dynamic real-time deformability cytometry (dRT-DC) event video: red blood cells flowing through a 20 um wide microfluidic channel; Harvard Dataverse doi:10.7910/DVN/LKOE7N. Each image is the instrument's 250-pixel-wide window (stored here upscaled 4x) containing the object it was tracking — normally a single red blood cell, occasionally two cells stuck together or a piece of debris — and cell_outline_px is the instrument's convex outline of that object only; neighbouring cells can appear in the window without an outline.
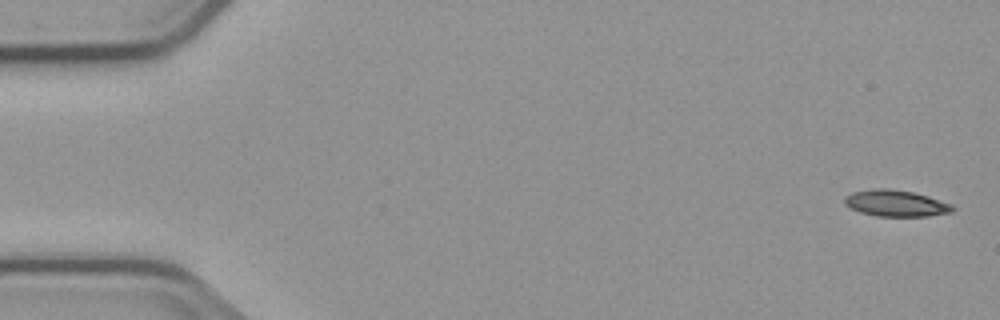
{"species": "common noctule bat (a hibernating species)", "species_latin": "Nyctalus noctula", "temperature_condition": "cold", "stored_images_in_passage": 5, "camera_frame_rate_fps": 3000, "um_per_image_px": 0.085, "animal": {"sex": "male", "body_mass_g": 23.1, "forearm_length_mm": 52.7}, "frame": {"image": 1, "passage_image": 1, "time_ms": 0.0, "image_size_px": [1000, 320], "cell_outline_px": [[956, 208], [952, 212], [928, 216], [876, 216], [860, 212], [844, 204], [844, 196], [852, 192], [880, 188], [884, 188], [912, 192], [928, 196], [952, 204]], "centroid_in_image_um": [76.16, 17.28], "position_along_channel_um": 8.8, "area_um2": 16.53}}